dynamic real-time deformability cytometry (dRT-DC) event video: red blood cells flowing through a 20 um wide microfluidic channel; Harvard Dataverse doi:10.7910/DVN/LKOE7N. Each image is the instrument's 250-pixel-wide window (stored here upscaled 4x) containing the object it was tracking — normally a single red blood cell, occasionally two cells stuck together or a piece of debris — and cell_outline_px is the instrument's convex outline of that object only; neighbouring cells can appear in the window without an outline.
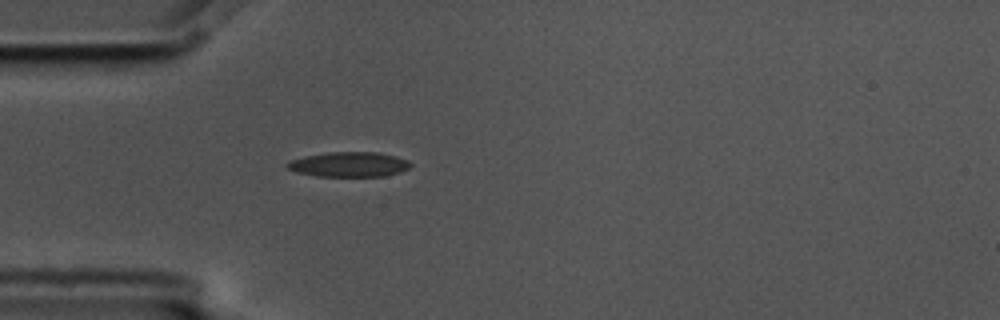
{"species": "common noctule bat (a hibernating species)", "species_latin": "Nyctalus noctula", "temperature_condition": "cold", "stored_images_in_passage": 1, "camera_frame_rate_fps": 3000, "um_per_image_px": 0.085, "animal": {"sex": "male", "body_mass_g": 17.5, "forearm_length_mm": 52.3}, "frame": {"image": 1, "passage_image": 1, "time_ms": 0.0, "image_size_px": [1000, 320], "cell_outline_px": [[412, 164], [408, 168], [400, 172], [384, 176], [316, 176], [296, 172], [288, 168], [284, 164], [288, 160], [304, 156], [328, 152], [376, 152], [396, 156], [408, 160]], "centroid_in_image_um": [29.63, 13.97], "position_along_channel_um": 55.4, "area_um2": 17.98}}